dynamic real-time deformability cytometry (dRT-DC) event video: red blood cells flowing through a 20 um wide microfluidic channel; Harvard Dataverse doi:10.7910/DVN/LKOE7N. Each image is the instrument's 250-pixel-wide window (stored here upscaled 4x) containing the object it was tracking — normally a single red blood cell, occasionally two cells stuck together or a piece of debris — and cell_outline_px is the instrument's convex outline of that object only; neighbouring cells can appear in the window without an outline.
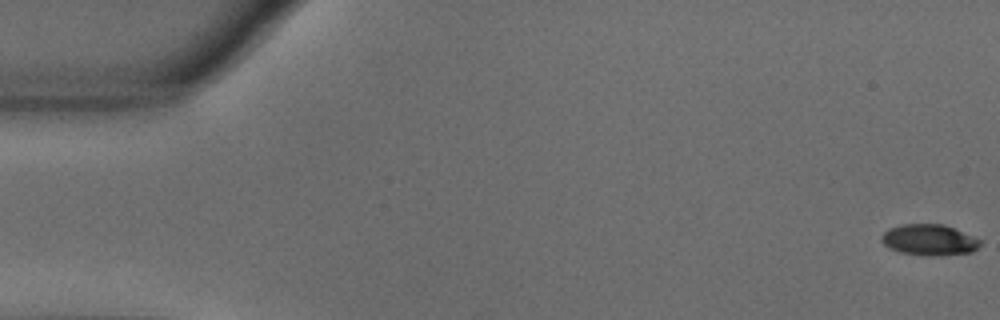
{"species": "common noctule bat (a hibernating species)", "species_latin": "Nyctalus noctula", "temperature_condition": "warm", "stored_images_in_passage": 56, "camera_frame_rate_fps": 3000, "um_per_image_px": 0.085, "animal": {"sex": "male", "body_mass_g": 18.8}, "frame": {"image": 1, "passage_image": 1, "time_ms": 0.0, "image_size_px": [1000, 320], "cell_outline_px": [[980, 244], [972, 252], [940, 256], [924, 256], [900, 252], [888, 248], [880, 240], [880, 236], [888, 228], [900, 224], [944, 224], [972, 236], [980, 240]], "centroid_in_image_um": [78.93, 20.4], "position_along_channel_um": 6.1, "area_um2": 17.98}}
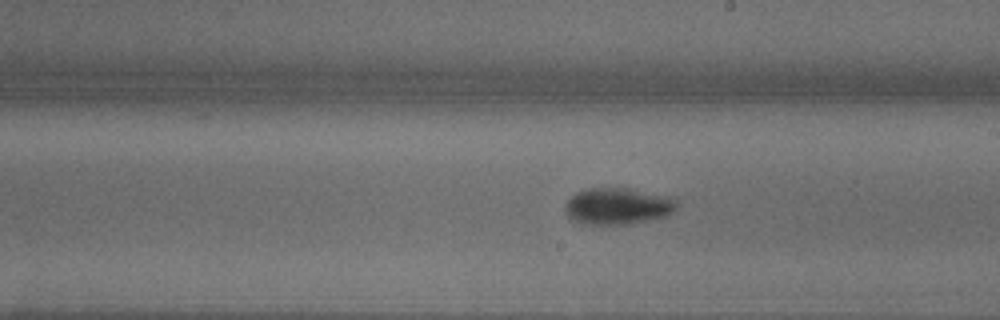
{"frame": {"image": 2, "passage_image": 32, "time_ms": 10.333, "image_size_px": [1000, 320], "cell_outline_px": [[676, 208], [668, 216], [628, 224], [584, 224], [572, 220], [564, 212], [564, 204], [576, 192], [588, 188], [624, 188], [668, 196], [676, 200]], "centroid_in_image_um": [52.46, 17.53], "position_along_channel_um": 236.5, "area_um2": 23.76}}
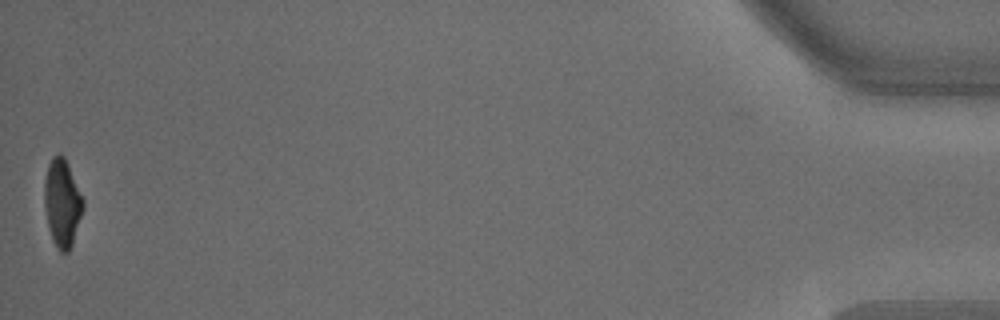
{"frame": {"image": 3, "passage_image": 56, "time_ms": 18.333, "image_size_px": [1000, 320], "cell_outline_px": [[84, 208], [72, 244], [68, 252], [60, 252], [52, 240], [48, 228], [44, 204], [44, 184], [48, 164], [52, 156], [60, 152], [64, 156], [68, 164], [84, 200]], "centroid_in_image_um": [5.28, 17.23], "position_along_channel_um": 429.9, "area_um2": 19.88}, "authors_computed_cell_mechanics": {"area_um2": 20.6057, "velocity_mm_per_s": 3.6222, "shape_relaxation_time_tau1_ms": 2.8354, "shape_relaxation_time_tau2_ms": null, "deformation_change_tau1": 0.1498, "deformation_change_tau2": null}}